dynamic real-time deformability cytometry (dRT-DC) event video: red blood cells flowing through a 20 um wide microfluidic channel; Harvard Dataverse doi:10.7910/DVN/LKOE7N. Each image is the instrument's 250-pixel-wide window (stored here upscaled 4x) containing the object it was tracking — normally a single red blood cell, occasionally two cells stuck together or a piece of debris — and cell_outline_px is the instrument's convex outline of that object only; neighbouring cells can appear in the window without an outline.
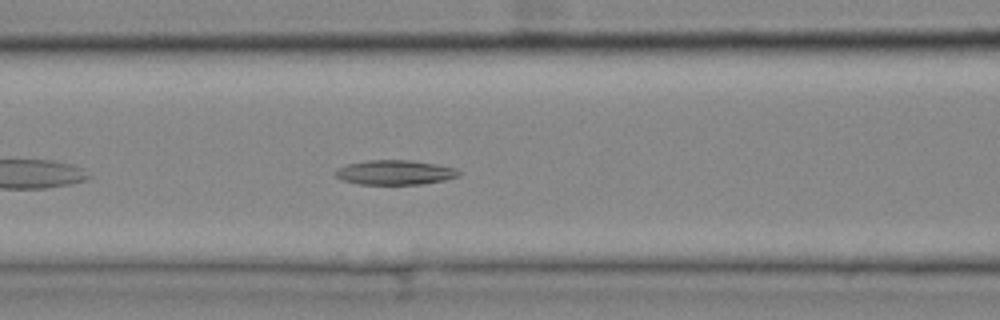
{"species": "common noctule bat (a hibernating species)", "species_latin": "Nyctalus noctula", "temperature_condition": "cold", "stored_images_in_passage": 33, "segment_of_instrument_passage": [1, 2], "camera_frame_rate_fps": 3000, "um_per_image_px": 0.085, "animal": {"sex": "female", "body_mass_g": 25.1}, "frame": {"image": 1, "passage_image": 9, "time_ms": 2.667, "image_size_px": [1000, 320], "cell_outline_px": [[460, 176], [444, 180], [420, 184], [360, 184], [344, 180], [336, 176], [332, 172], [336, 168], [348, 164], [368, 160], [412, 160], [436, 164], [456, 168], [460, 172]], "centroid_in_image_um": [33.56, 14.65], "position_along_channel_um": 133.0, "area_um2": 17.69}}
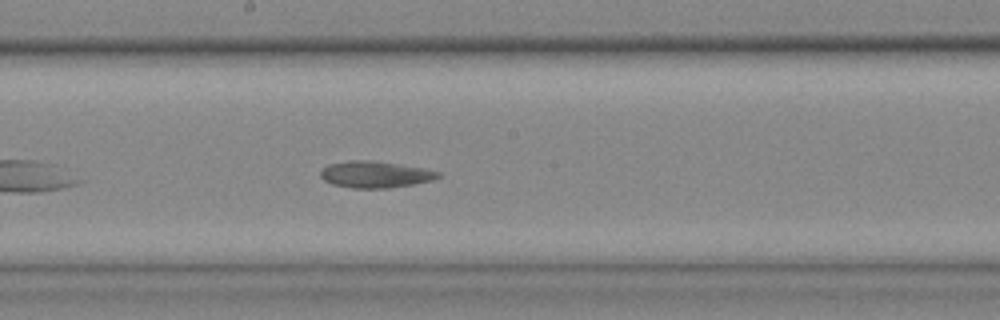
{"frame": {"image": 2, "passage_image": 16, "time_ms": 5.0, "image_size_px": [1000, 320], "cell_outline_px": [[440, 176], [432, 180], [412, 184], [388, 188], [352, 188], [332, 184], [324, 180], [320, 176], [320, 172], [328, 164], [348, 160], [372, 160], [424, 168], [440, 172]], "centroid_in_image_um": [31.87, 14.82], "position_along_channel_um": 216.3, "area_um2": 18.15}}
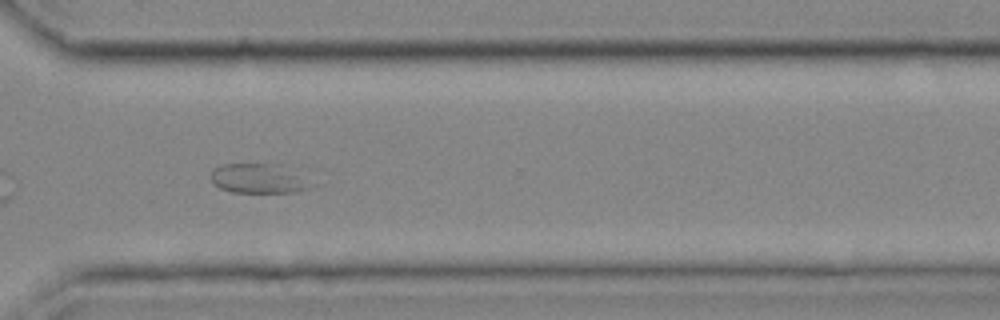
{"frame": {"image": 3, "passage_image": 27, "time_ms": 8.667, "image_size_px": [1000, 320], "cell_outline_px": [[308, 188], [288, 192], [232, 192], [220, 188], [208, 176], [212, 168], [220, 164], [280, 164]], "centroid_in_image_um": [21.67, 15.16], "position_along_channel_um": 348.9, "area_um2": 16.13}}